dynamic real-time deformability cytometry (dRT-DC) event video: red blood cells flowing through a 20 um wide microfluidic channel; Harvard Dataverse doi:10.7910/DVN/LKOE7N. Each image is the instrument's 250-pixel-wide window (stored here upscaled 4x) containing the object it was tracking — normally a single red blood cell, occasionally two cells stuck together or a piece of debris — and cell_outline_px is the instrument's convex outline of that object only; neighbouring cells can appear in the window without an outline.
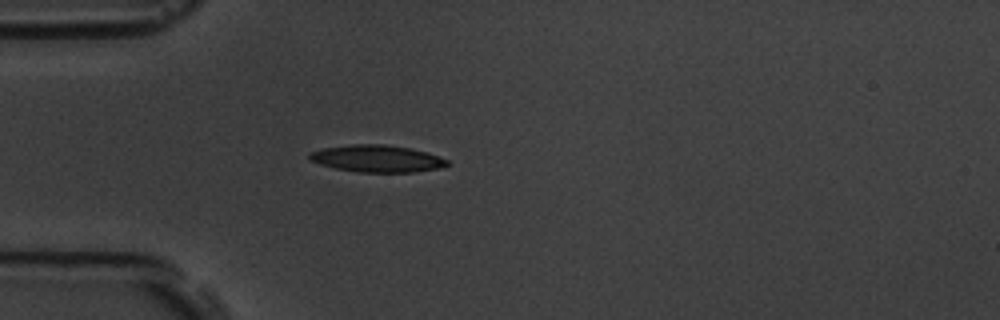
{"species": "common noctule bat (a hibernating species)", "species_latin": "Nyctalus noctula", "temperature_condition": "room temperature", "stored_images_in_passage": 4, "camera_frame_rate_fps": 3000, "um_per_image_px": 0.085, "animal": {"sex": "male", "body_mass_g": 19.5, "forearm_length_mm": 54.6}, "frame": {"image": 1, "passage_image": 4, "time_ms": 4.333, "image_size_px": [1000, 320], "cell_outline_px": [[448, 164], [444, 168], [412, 172], [360, 172], [336, 168], [320, 164], [308, 160], [308, 152], [320, 148], [352, 144], [384, 144], [412, 148], [448, 160]], "centroid_in_image_um": [32.0, 13.47], "position_along_channel_um": 53.0, "area_um2": 21.79}}